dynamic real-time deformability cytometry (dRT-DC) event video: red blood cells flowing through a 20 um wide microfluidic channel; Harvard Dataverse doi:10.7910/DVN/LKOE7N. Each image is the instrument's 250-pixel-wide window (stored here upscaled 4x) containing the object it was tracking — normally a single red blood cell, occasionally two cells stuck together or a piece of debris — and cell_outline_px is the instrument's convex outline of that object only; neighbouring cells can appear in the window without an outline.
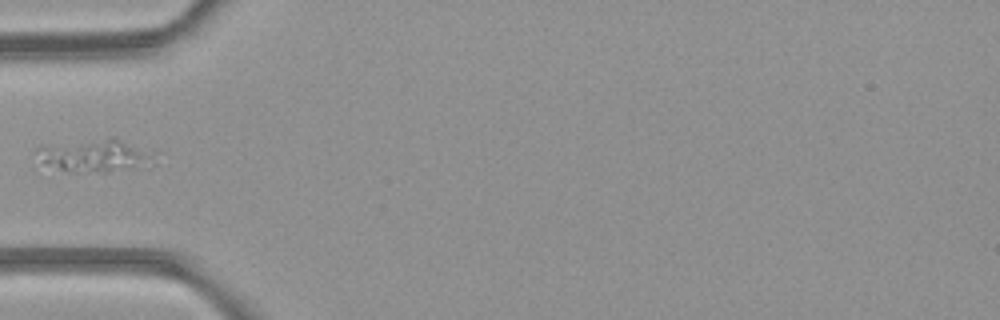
{"species": "common noctule bat (a hibernating species)", "species_latin": "Nyctalus noctula", "temperature_condition": "room temperature", "stored_images_in_passage": 7, "camera_frame_rate_fps": 3000, "um_per_image_px": 0.085, "animal": {"sex": "female", "body_mass_g": 21.9}, "frame": {"image": 1, "passage_image": 6, "time_ms": 5.667, "image_size_px": [1000, 320], "cell_outline_px": [[160, 152], [156, 164], [136, 168], [108, 172], [68, 172], [44, 160], [36, 152], [36, 148], [112, 136]], "centroid_in_image_um": [8.39, 13.22], "position_along_channel_um": 76.6, "area_um2": 22.54}}
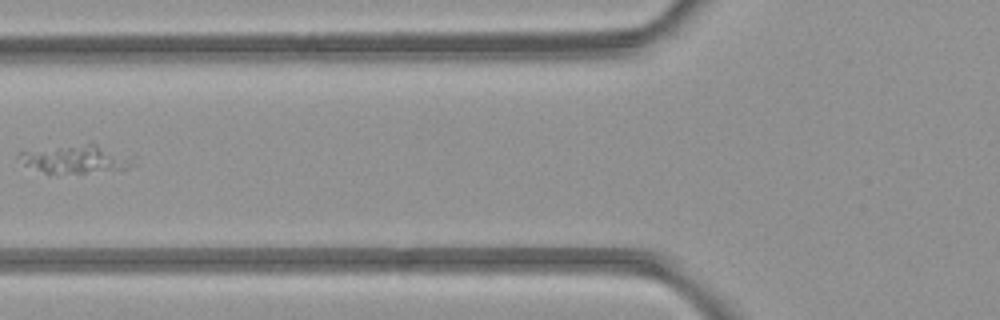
{"frame": {"image": 2, "passage_image": 7, "time_ms": 6.667, "image_size_px": [1000, 320], "cell_outline_px": [[136, 164], [128, 168], [84, 172], [44, 172], [24, 164], [16, 156], [20, 152], [88, 144], [92, 144], [136, 156]], "centroid_in_image_um": [6.55, 13.53], "position_along_channel_um": 119.3, "area_um2": 17.86}}